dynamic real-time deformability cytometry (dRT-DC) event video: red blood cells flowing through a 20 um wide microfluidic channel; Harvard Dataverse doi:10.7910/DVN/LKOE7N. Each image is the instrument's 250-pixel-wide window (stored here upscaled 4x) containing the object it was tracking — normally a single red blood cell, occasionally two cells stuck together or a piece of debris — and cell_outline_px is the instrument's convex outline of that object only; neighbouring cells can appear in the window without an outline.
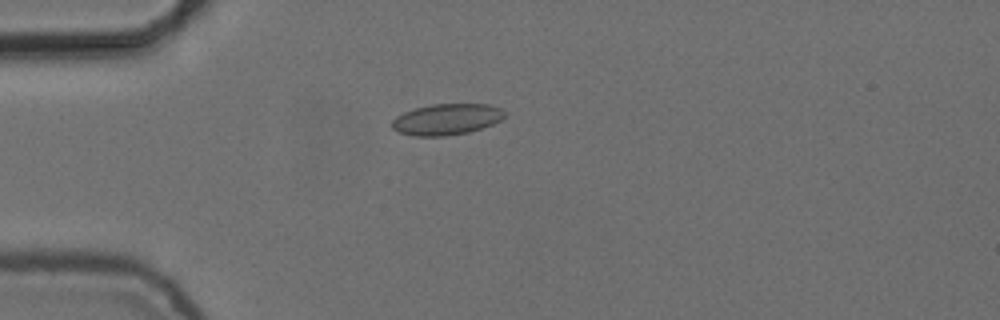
{"species": "common noctule bat (a hibernating species)", "species_latin": "Nyctalus noctula", "temperature_condition": "cold", "stored_images_in_passage": 31, "camera_frame_rate_fps": 3000, "um_per_image_px": 0.085, "animal": {"sex": "female", "body_mass_g": 24.6, "forearm_length_mm": 56.2}, "frame": {"image": 1, "passage_image": 15, "time_ms": 4.667, "image_size_px": [1000, 320], "cell_outline_px": [[504, 116], [500, 120], [492, 124], [468, 132], [444, 136], [412, 136], [396, 132], [392, 128], [392, 120], [396, 116], [404, 112], [416, 108], [432, 104], [488, 104], [500, 108], [504, 112]], "centroid_in_image_um": [37.91, 10.15], "position_along_channel_um": 47.1, "area_um2": 20.35}}
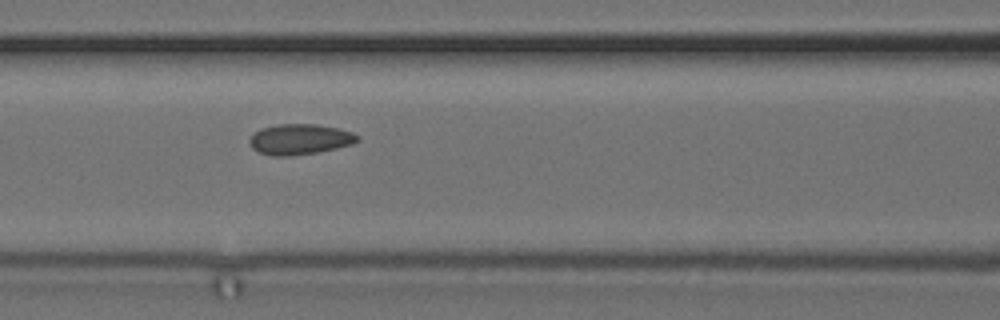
{"frame": {"image": 2, "passage_image": 24, "time_ms": 7.667, "image_size_px": [1000, 320], "cell_outline_px": [[360, 140], [352, 144], [336, 148], [316, 152], [292, 156], [272, 156], [260, 152], [252, 148], [248, 140], [260, 128], [276, 124], [316, 124], [336, 128], [352, 132], [360, 136]], "centroid_in_image_um": [25.48, 11.84], "position_along_channel_um": 141.1, "area_um2": 19.19}}
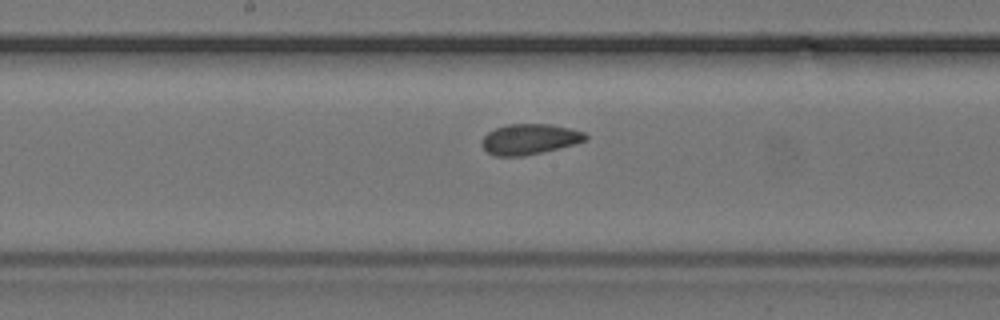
{"frame": {"image": 3, "passage_image": 29, "time_ms": 9.333, "image_size_px": [1000, 320], "cell_outline_px": [[588, 140], [576, 144], [524, 156], [496, 156], [488, 152], [480, 144], [480, 140], [488, 132], [496, 128], [508, 124], [548, 124], [568, 128], [584, 132], [588, 136]], "centroid_in_image_um": [45.01, 11.83], "position_along_channel_um": 203.2, "area_um2": 18.44}}